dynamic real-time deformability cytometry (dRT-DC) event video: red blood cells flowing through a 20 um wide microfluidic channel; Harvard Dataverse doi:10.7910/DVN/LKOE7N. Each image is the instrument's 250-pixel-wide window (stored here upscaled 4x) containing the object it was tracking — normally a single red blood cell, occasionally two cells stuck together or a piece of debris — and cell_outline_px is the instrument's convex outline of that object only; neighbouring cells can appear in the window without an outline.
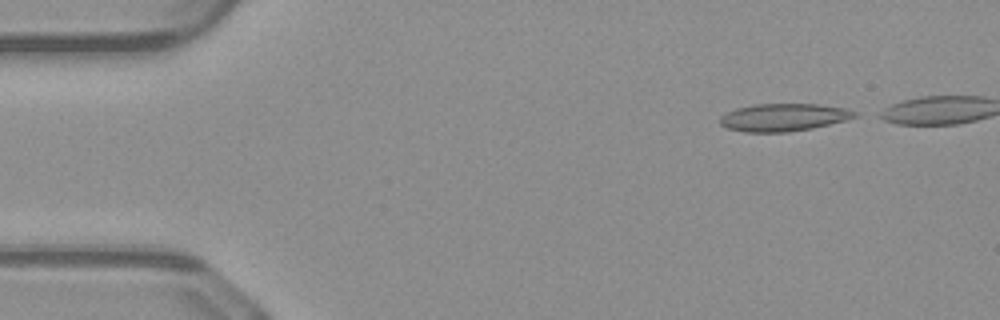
{"species": "common noctule bat (a hibernating species)", "species_latin": "Nyctalus noctula", "temperature_condition": "warm", "stored_images_in_passage": 39, "camera_frame_rate_fps": 3000, "um_per_image_px": 0.085, "animal": {"sex": "male", "body_mass_g": 23.1, "forearm_length_mm": 52.7}, "frame": {"image": 1, "passage_image": 1, "time_ms": 0.0, "image_size_px": [1000, 320], "cell_outline_px": [[860, 116], [812, 128], [788, 132], [744, 132], [728, 128], [720, 124], [720, 116], [736, 108], [756, 104], [820, 104], [848, 108], [860, 112]], "centroid_in_image_um": [66.66, 9.96], "position_along_channel_um": 18.3, "area_um2": 21.79}}
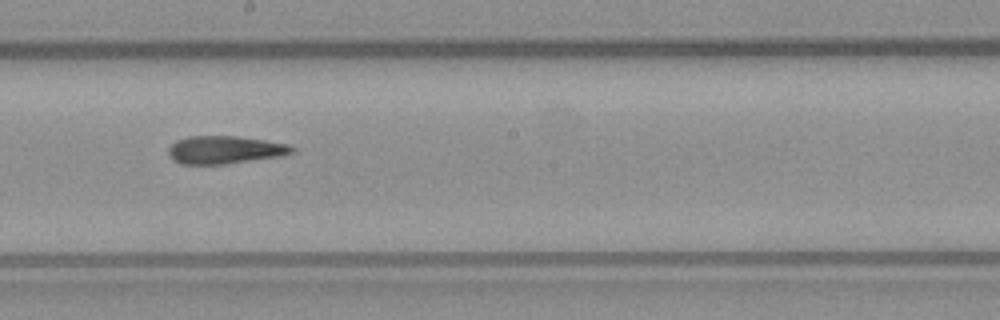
{"frame": {"image": 2, "passage_image": 23, "time_ms": 7.333, "image_size_px": [1000, 320], "cell_outline_px": [[296, 148], [292, 152], [284, 156], [224, 164], [180, 164], [172, 160], [168, 156], [168, 148], [176, 140], [188, 136], [236, 136], [264, 140], [288, 144]], "centroid_in_image_um": [19.09, 12.74], "position_along_channel_um": 229.1, "area_um2": 20.23}}
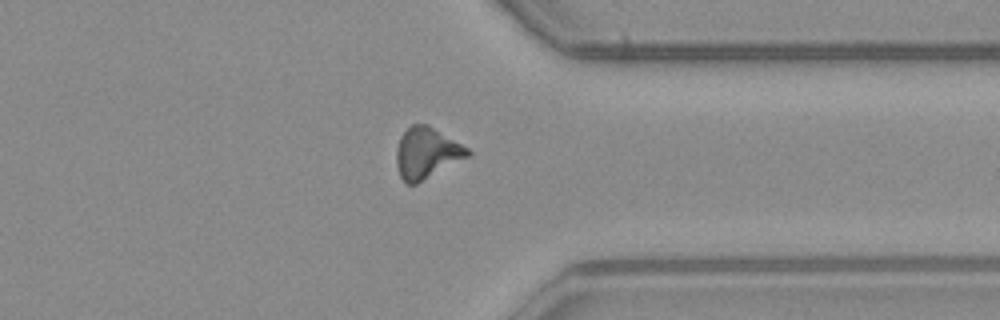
{"frame": {"image": 3, "passage_image": 34, "time_ms": 11.0, "image_size_px": [1000, 320], "cell_outline_px": [[472, 156], [416, 184], [408, 184], [400, 176], [396, 164], [396, 148], [400, 136], [412, 124], [428, 124], [468, 148], [472, 152]], "centroid_in_image_um": [36.29, 13.01], "position_along_channel_um": 375.1, "area_um2": 21.39}, "authors_computed_cell_mechanics": {"area_um2": 20.9236, "velocity_mm_per_s": 4.1303, "shape_relaxation_time_tau1_ms": null, "shape_relaxation_time_tau2_ms": 4.1791, "deformation_change_tau1": null, "deformation_change_tau2": 0.1405}}